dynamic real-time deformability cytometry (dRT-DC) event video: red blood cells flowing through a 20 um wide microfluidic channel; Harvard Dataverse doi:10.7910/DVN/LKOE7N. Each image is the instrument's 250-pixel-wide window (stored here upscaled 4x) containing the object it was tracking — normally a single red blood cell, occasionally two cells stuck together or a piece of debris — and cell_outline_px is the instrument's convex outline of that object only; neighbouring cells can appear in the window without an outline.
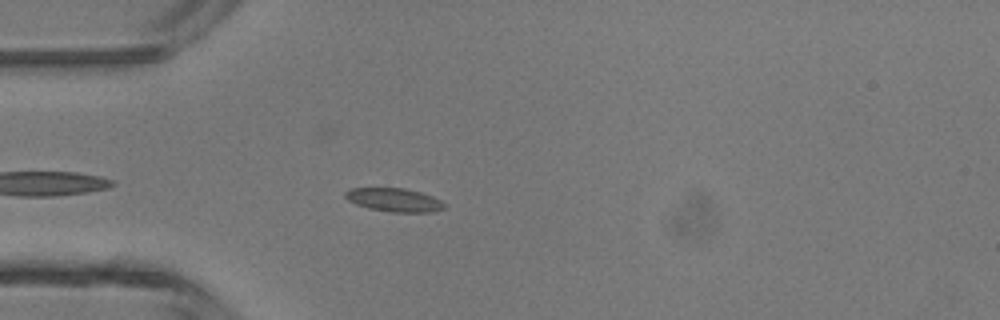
{"species": "common noctule bat (a hibernating species)", "species_latin": "Nyctalus noctula", "temperature_condition": "room temperature", "stored_images_in_passage": 39, "camera_frame_rate_fps": 3000, "um_per_image_px": 0.085, "animal": {"sex": "male", "body_mass_g": 13.3}, "frame": {"image": 1, "passage_image": 4, "time_ms": 1.0, "image_size_px": [1000, 320], "cell_outline_px": [[444, 208], [432, 212], [388, 212], [368, 208], [356, 204], [348, 200], [344, 196], [344, 192], [348, 188], [404, 188], [420, 192], [432, 196], [440, 200], [444, 204]], "centroid_in_image_um": [33.46, 16.99], "position_along_channel_um": 51.5, "area_um2": 13.58}}
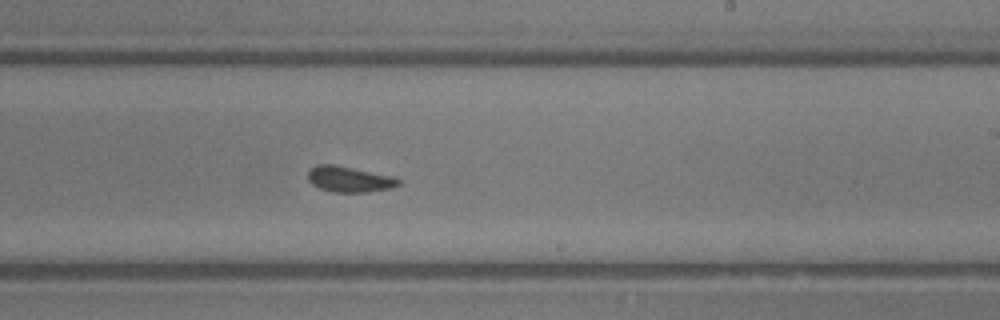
{"frame": {"image": 2, "passage_image": 19, "time_ms": 6.0, "image_size_px": [1000, 320], "cell_outline_px": [[400, 184], [392, 188], [364, 192], [332, 192], [320, 188], [312, 184], [308, 180], [308, 172], [316, 164], [336, 164], [396, 176], [400, 180]], "centroid_in_image_um": [29.72, 15.22], "position_along_channel_um": 259.3, "area_um2": 13.81}}
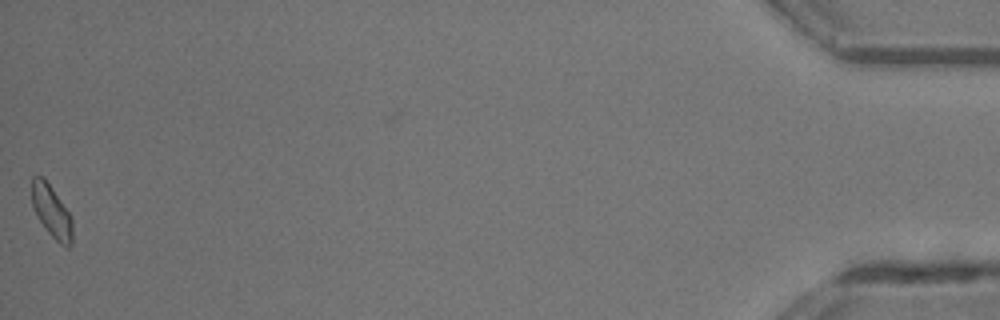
{"frame": {"image": 3, "passage_image": 38, "time_ms": 12.333, "image_size_px": [1000, 320], "cell_outline_px": [[72, 244], [68, 248], [60, 244], [48, 232], [40, 220], [32, 204], [32, 176], [44, 176], [72, 216]], "centroid_in_image_um": [4.41, 17.96], "position_along_channel_um": 430.8, "area_um2": 12.37}, "authors_computed_cell_mechanics": {"area_um2": 13.2362, "velocity_mm_per_s": 4.343, "shape_relaxation_time_tau1_ms": 2.6739, "shape_relaxation_time_tau2_ms": 0.7929, "deformation_change_tau1": 0.0933, "deformation_change_tau2": 0.0764}}